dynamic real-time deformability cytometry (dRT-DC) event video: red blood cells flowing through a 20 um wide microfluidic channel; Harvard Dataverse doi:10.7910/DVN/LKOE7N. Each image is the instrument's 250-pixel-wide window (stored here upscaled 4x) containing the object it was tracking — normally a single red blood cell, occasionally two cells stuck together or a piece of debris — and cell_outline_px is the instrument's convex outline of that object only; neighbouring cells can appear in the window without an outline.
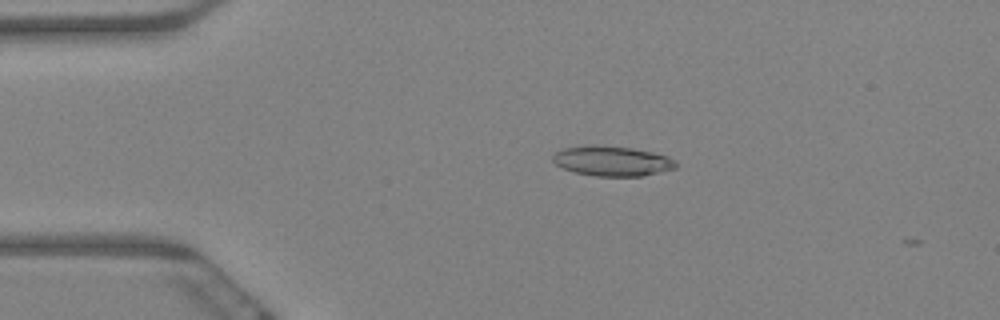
{"species": "Egyptian fruit bat (a non-hibernating species)", "species_latin": "Rousettus aegyptiacus", "temperature_condition": "warm", "stored_images_in_passage": 4, "camera_frame_rate_fps": 3000, "um_per_image_px": 0.085, "animal": {"sex": "female"}, "frame": {"image": 1, "passage_image": 1, "time_ms": 0.0, "image_size_px": [1000, 320], "cell_outline_px": [[676, 168], [640, 176], [596, 176], [576, 172], [564, 168], [556, 164], [552, 160], [552, 156], [556, 152], [564, 148], [588, 144], [596, 144], [632, 148], [652, 152], [668, 156], [676, 164]], "centroid_in_image_um": [51.99, 13.67], "position_along_channel_um": 33.0, "area_um2": 21.39}}